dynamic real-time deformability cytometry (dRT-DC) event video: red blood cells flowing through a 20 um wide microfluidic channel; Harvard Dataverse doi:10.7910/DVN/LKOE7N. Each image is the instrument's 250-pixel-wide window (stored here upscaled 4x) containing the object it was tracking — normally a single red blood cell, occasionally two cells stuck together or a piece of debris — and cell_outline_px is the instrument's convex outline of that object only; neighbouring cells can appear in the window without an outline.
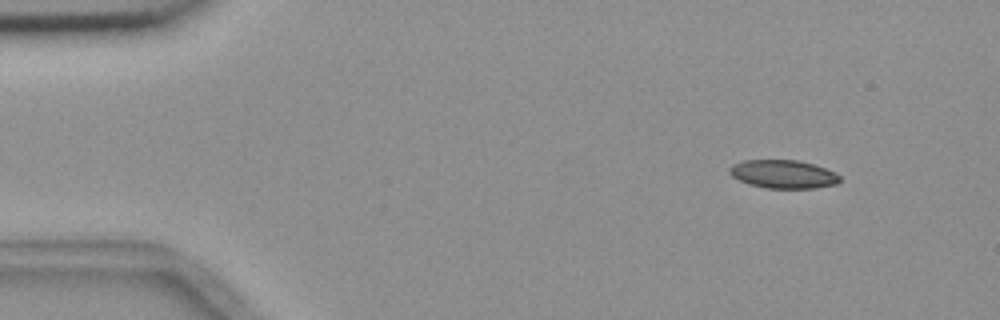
{"species": "common noctule bat (a hibernating species)", "species_latin": "Nyctalus noctula", "temperature_condition": "room temperature", "stored_images_in_passage": 4, "camera_frame_rate_fps": 3000, "um_per_image_px": 0.085, "animal": {"sex": "female", "body_mass_g": 18.4}, "frame": {"image": 1, "passage_image": 2, "time_ms": 1.333, "image_size_px": [1000, 320], "cell_outline_px": [[840, 180], [836, 184], [816, 188], [768, 188], [748, 184], [732, 176], [728, 172], [728, 168], [732, 164], [744, 160], [796, 160], [812, 164], [824, 168], [840, 176]], "centroid_in_image_um": [66.53, 14.8], "position_along_channel_um": 18.5, "area_um2": 18.09}}
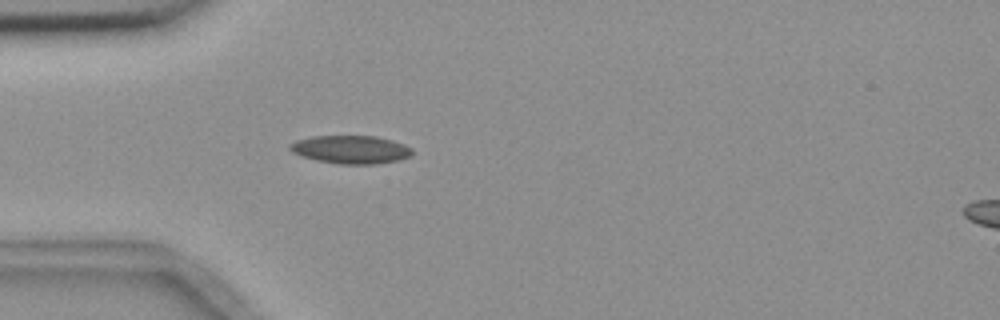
{"frame": {"image": 2, "passage_image": 4, "time_ms": 4.667, "image_size_px": [1000, 320], "cell_outline_px": [[412, 156], [400, 160], [376, 164], [340, 164], [316, 160], [292, 152], [288, 148], [288, 144], [296, 140], [312, 136], [376, 136], [392, 140], [404, 144], [412, 148]], "centroid_in_image_um": [29.83, 12.71], "position_along_channel_um": 55.2, "area_um2": 20.17}}